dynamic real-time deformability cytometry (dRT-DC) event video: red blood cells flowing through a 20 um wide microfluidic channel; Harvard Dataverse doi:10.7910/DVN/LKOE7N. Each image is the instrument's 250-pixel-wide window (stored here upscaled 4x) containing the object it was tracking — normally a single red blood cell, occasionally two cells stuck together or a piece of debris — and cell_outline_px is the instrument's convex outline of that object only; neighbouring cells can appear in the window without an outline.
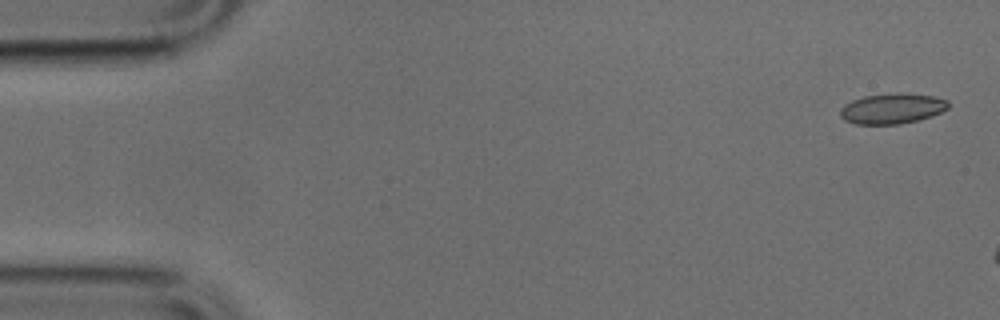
{"species": "common noctule bat (a hibernating species)", "species_latin": "Nyctalus noctula", "temperature_condition": "cold", "stored_images_in_passage": 7, "camera_frame_rate_fps": 3000, "um_per_image_px": 0.085, "animal": {"sex": "male", "body_mass_g": 17.9, "forearm_length_mm": 54.2}, "frame": {"image": 1, "passage_image": 2, "time_ms": 0.333, "image_size_px": [1000, 320], "cell_outline_px": [[948, 108], [932, 116], [920, 120], [900, 124], [856, 124], [844, 120], [840, 116], [840, 108], [844, 104], [852, 100], [864, 96], [900, 92], [932, 96], [948, 100]], "centroid_in_image_um": [75.82, 9.23], "position_along_channel_um": 9.2, "area_um2": 19.25}}